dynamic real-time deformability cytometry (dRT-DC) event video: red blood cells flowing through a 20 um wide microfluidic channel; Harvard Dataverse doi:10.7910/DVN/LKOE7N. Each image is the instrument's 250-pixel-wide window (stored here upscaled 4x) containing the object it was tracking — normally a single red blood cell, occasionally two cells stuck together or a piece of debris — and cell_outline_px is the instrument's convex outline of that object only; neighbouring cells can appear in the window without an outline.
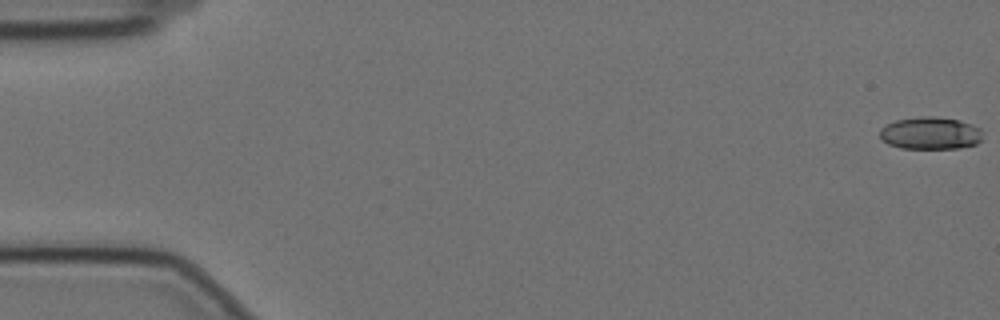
{"species": "Egyptian fruit bat (a non-hibernating species)", "species_latin": "Rousettus aegyptiacus", "temperature_condition": "cold", "stored_images_in_passage": 59, "camera_frame_rate_fps": 3000, "um_per_image_px": 0.085, "animal": {"sex": "female"}, "frame": {"image": 1, "passage_image": 1, "time_ms": 0.0, "image_size_px": [1000, 320], "cell_outline_px": [[980, 140], [976, 144], [960, 148], [900, 148], [888, 144], [880, 140], [880, 128], [896, 120], [920, 116], [932, 116], [960, 120], [972, 124], [980, 128]], "centroid_in_image_um": [79.05, 11.32], "position_along_channel_um": 6.0, "area_um2": 19.42}}
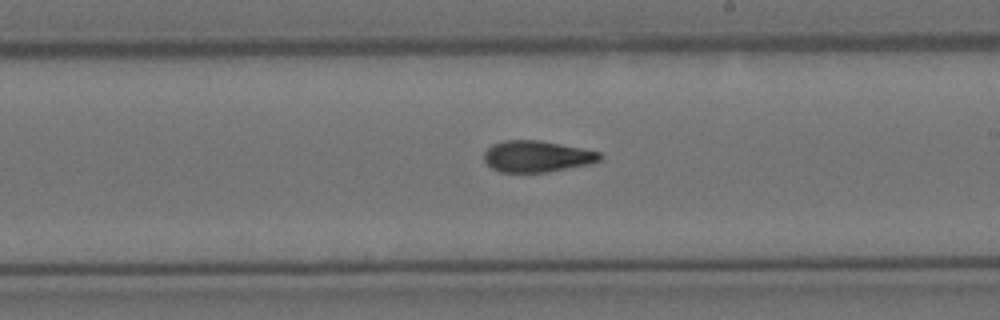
{"frame": {"image": 2, "passage_image": 34, "time_ms": 11.0, "image_size_px": [1000, 320], "cell_outline_px": [[604, 156], [600, 160], [592, 164], [548, 172], [500, 172], [492, 168], [484, 160], [484, 152], [492, 144], [504, 140], [540, 140], [600, 152]], "centroid_in_image_um": [45.65, 13.3], "position_along_channel_um": 243.3, "area_um2": 21.27}}
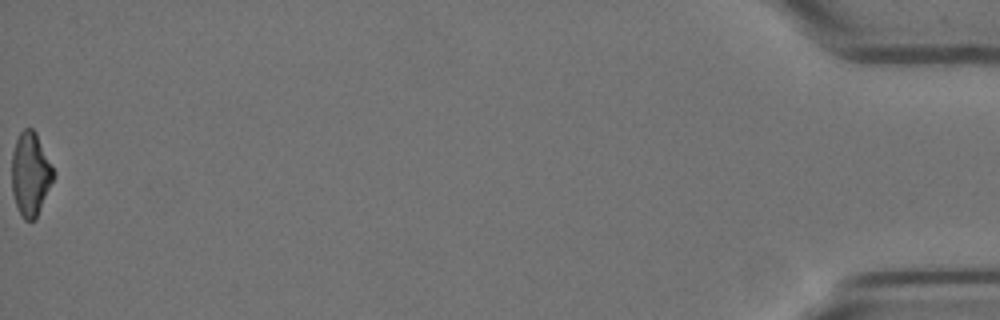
{"frame": {"image": 3, "passage_image": 59, "time_ms": 19.333, "image_size_px": [1000, 320], "cell_outline_px": [[56, 176], [36, 220], [24, 220], [16, 204], [12, 192], [12, 152], [16, 140], [20, 132], [24, 128], [32, 128], [36, 132], [56, 172]], "centroid_in_image_um": [2.62, 14.8], "position_along_channel_um": 432.6, "area_um2": 20.63}, "authors_computed_cell_mechanics": {"area_um2": 20.9814, "velocity_mm_per_s": 3.4919, "shape_relaxation_time_tau1_ms": 8.0882, "shape_relaxation_time_tau2_ms": 3.0164, "deformation_change_tau1": 0.2266, "deformation_change_tau2": 0.1035}}